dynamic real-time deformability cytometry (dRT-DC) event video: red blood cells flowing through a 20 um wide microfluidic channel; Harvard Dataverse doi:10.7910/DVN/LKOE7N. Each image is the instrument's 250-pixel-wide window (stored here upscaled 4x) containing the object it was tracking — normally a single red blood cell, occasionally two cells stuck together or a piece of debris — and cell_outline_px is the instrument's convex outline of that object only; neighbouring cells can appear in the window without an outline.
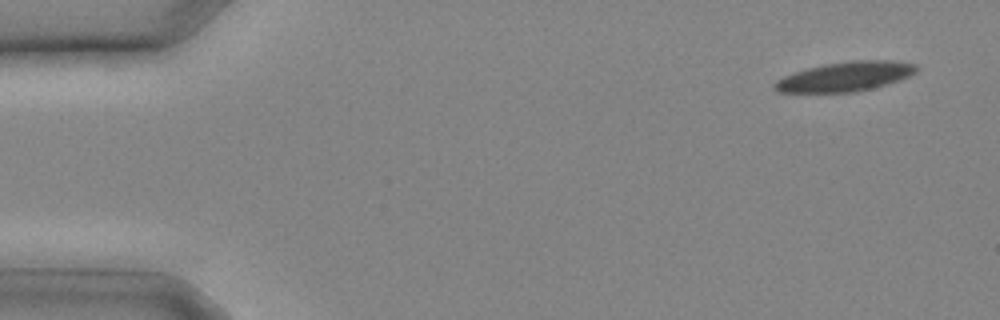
{"species": "common noctule bat (a hibernating species)", "species_latin": "Nyctalus noctula", "temperature_condition": "cold", "stored_images_in_passage": 10, "camera_frame_rate_fps": 3000, "um_per_image_px": 0.085, "animal": {"sex": "male", "body_mass_g": 20.4}, "frame": {"image": 1, "passage_image": 2, "time_ms": 0.333, "image_size_px": [1000, 320], "cell_outline_px": [[920, 68], [916, 72], [900, 80], [872, 88], [856, 92], [776, 92], [772, 88], [772, 84], [776, 80], [784, 76], [808, 68], [824, 64], [852, 60], [892, 60], [916, 64]], "centroid_in_image_um": [71.85, 6.5], "position_along_channel_um": 13.1, "area_um2": 24.45}}
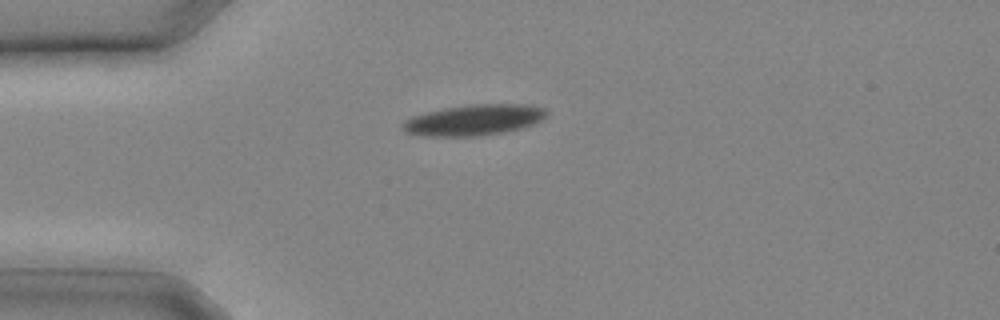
{"frame": {"image": 2, "passage_image": 7, "time_ms": 2.0, "image_size_px": [1000, 320], "cell_outline_px": [[548, 116], [544, 120], [536, 124], [524, 128], [504, 132], [480, 136], [420, 136], [404, 132], [400, 128], [404, 120], [412, 116], [444, 108], [472, 104], [528, 104], [548, 108]], "centroid_in_image_um": [40.35, 10.2], "position_along_channel_um": 44.7, "area_um2": 26.47}}